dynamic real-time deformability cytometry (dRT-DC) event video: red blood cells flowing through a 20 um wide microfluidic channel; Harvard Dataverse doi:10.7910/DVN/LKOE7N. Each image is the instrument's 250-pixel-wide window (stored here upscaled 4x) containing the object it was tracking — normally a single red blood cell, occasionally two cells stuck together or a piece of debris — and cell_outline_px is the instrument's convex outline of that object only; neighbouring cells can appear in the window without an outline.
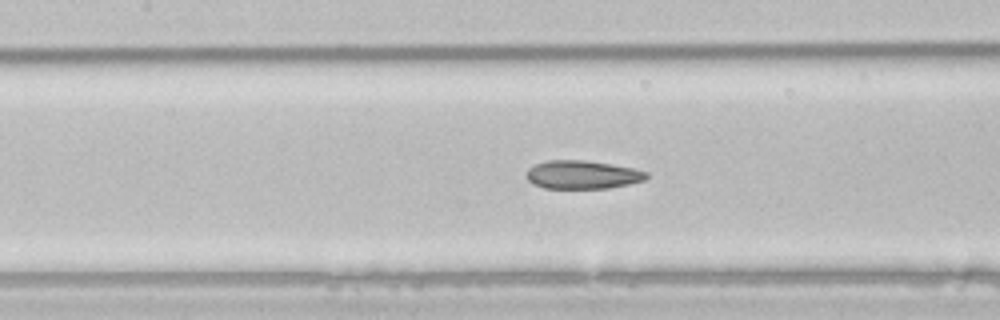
{"species": "common noctule bat (a hibernating species)", "species_latin": "Nyctalus noctula", "temperature_condition": "room temperature", "stored_images_in_passage": 52, "camera_frame_rate_fps": 3000, "um_per_image_px": 0.085, "animal": {"sex": "male", "body_mass_g": 21.5, "forearm_length_mm": 52.0}, "frame": {"image": 1, "passage_image": 23, "time_ms": 7.333, "image_size_px": [1000, 320], "cell_outline_px": [[648, 176], [644, 180], [628, 184], [608, 188], [544, 188], [532, 184], [528, 180], [528, 168], [536, 164], [548, 160], [584, 160], [612, 164], [632, 168], [648, 172]], "centroid_in_image_um": [49.5, 14.85], "position_along_channel_um": 157.9, "area_um2": 19.71}}
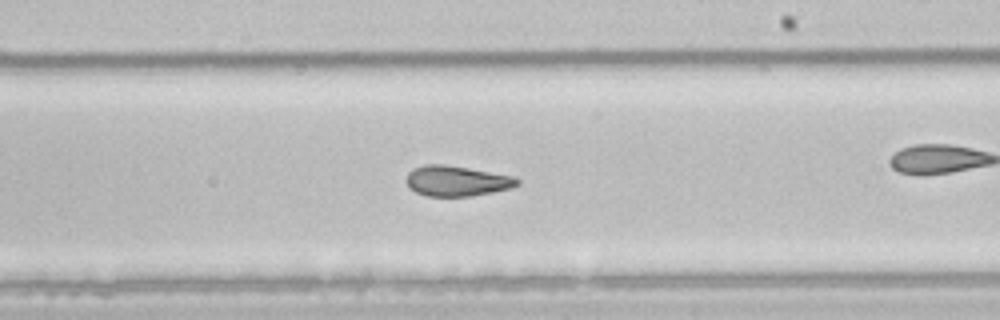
{"frame": {"image": 2, "passage_image": 30, "time_ms": 9.667, "image_size_px": [1000, 320], "cell_outline_px": [[520, 184], [508, 188], [492, 192], [472, 196], [428, 196], [416, 192], [408, 188], [404, 180], [408, 172], [412, 168], [424, 164], [444, 164], [468, 168], [512, 176], [520, 180]], "centroid_in_image_um": [38.74, 15.37], "position_along_channel_um": 250.3, "area_um2": 19.71}, "authors_computed_cell_mechanics": {"area_um2": 21.6172, "velocity_mm_per_s": 3.9705, "shape_relaxation_time_tau1_ms": null, "shape_relaxation_time_tau2_ms": 2.6045, "deformation_change_tau1": null, "deformation_change_tau2": 0.0801}}